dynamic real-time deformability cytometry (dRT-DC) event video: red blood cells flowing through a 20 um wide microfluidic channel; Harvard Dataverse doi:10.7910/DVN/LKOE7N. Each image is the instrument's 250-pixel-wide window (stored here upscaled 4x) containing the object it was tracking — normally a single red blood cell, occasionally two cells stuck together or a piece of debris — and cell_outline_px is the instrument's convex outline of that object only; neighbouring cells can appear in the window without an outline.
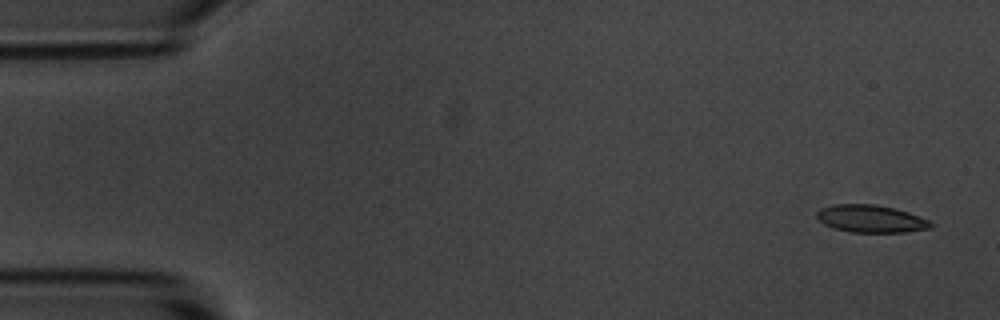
{"species": "common noctule bat (a hibernating species)", "species_latin": "Nyctalus noctula", "temperature_condition": "room temperature", "stored_images_in_passage": 5, "camera_frame_rate_fps": 3000, "um_per_image_px": 0.085, "animal": {"sex": "male", "body_mass_g": 20.1, "forearm_length_mm": 53.5}, "frame": {"image": 1, "passage_image": 1, "time_ms": 0.0, "image_size_px": [1000, 320], "cell_outline_px": [[932, 228], [904, 232], [852, 232], [836, 228], [824, 224], [816, 216], [816, 212], [820, 208], [832, 204], [876, 204], [896, 208], [908, 212], [928, 220], [932, 224]], "centroid_in_image_um": [74.01, 18.58], "position_along_channel_um": 11.0, "area_um2": 18.21}}
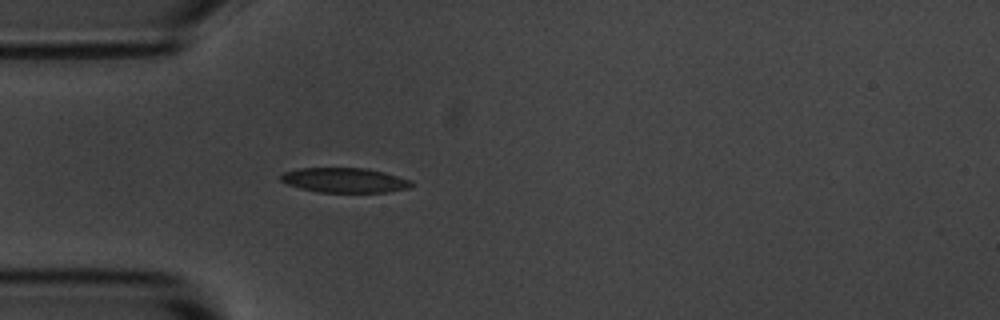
{"frame": {"image": 2, "passage_image": 5, "time_ms": 4.333, "image_size_px": [1000, 320], "cell_outline_px": [[412, 184], [408, 188], [388, 192], [320, 192], [300, 188], [288, 184], [280, 180], [280, 176], [284, 172], [296, 168], [364, 168], [384, 172], [408, 180]], "centroid_in_image_um": [29.24, 15.31], "position_along_channel_um": 55.8, "area_um2": 18.61}}